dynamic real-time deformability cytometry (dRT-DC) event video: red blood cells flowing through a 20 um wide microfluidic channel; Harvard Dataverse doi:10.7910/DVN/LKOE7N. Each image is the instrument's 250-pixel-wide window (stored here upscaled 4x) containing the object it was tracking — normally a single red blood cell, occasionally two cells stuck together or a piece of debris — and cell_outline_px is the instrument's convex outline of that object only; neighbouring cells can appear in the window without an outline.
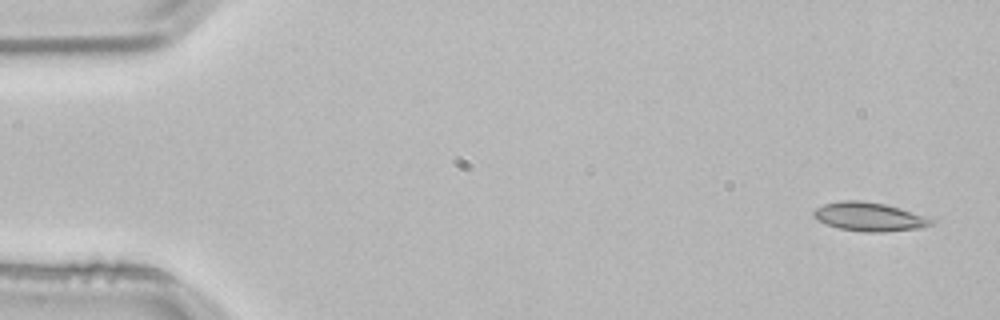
{"species": "common noctule bat (a hibernating species)", "species_latin": "Nyctalus noctula", "temperature_condition": "room temperature", "stored_images_in_passage": 4, "camera_frame_rate_fps": 3000, "um_per_image_px": 0.085, "animal": {"sex": "male", "body_mass_g": 21.5, "forearm_length_mm": 52.0}, "frame": {"image": 1, "passage_image": 1, "time_ms": 0.0, "image_size_px": [1000, 320], "cell_outline_px": [[936, 220], [932, 224], [924, 228], [884, 232], [864, 232], [840, 228], [816, 220], [812, 216], [812, 212], [816, 208], [824, 204], [840, 200], [860, 200], [884, 204], [900, 208]], "centroid_in_image_um": [73.88, 18.43], "position_along_channel_um": 11.1, "area_um2": 19.77}}
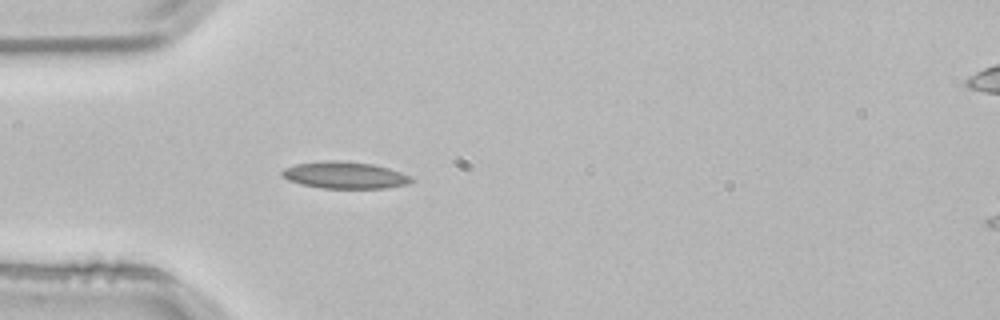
{"frame": {"image": 2, "passage_image": 3, "time_ms": 0.667, "image_size_px": [1000, 320], "cell_outline_px": [[416, 180], [408, 184], [384, 188], [320, 188], [300, 184], [288, 180], [280, 172], [284, 168], [296, 164], [328, 160], [332, 160], [372, 164], [388, 168], [412, 176]], "centroid_in_image_um": [29.32, 14.89], "position_along_channel_um": 55.7, "area_um2": 20.17}}